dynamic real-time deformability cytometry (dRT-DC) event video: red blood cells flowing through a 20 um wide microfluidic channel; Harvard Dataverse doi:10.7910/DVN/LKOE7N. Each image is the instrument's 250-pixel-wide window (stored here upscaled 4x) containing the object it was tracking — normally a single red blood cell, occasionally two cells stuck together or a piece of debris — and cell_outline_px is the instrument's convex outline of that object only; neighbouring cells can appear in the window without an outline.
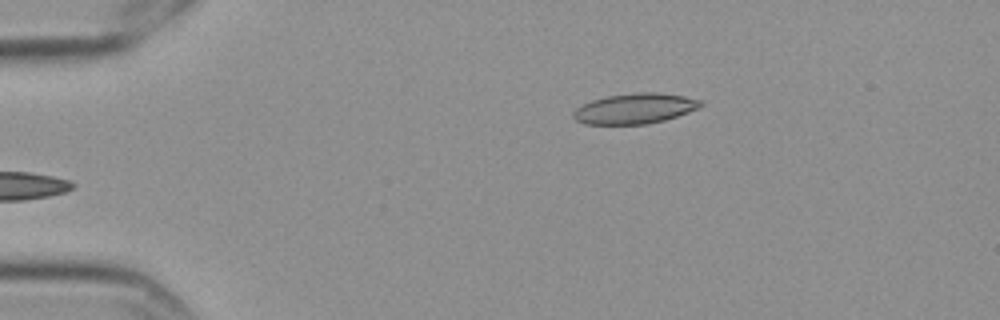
{"species": "Egyptian fruit bat (a non-hibernating species)", "species_latin": "Rousettus aegyptiacus", "temperature_condition": "cold", "stored_images_in_passage": 3, "camera_frame_rate_fps": 3000, "um_per_image_px": 0.085, "frame": {"image": 1, "passage_image": 3, "time_ms": 0.667, "image_size_px": [1000, 320], "cell_outline_px": [[704, 104], [700, 108], [664, 120], [644, 124], [584, 124], [576, 120], [572, 116], [572, 112], [576, 108], [592, 100], [608, 96], [636, 92], [656, 92], [684, 96], [700, 100]], "centroid_in_image_um": [53.96, 9.22], "position_along_channel_um": 31.0, "area_um2": 22.43}}